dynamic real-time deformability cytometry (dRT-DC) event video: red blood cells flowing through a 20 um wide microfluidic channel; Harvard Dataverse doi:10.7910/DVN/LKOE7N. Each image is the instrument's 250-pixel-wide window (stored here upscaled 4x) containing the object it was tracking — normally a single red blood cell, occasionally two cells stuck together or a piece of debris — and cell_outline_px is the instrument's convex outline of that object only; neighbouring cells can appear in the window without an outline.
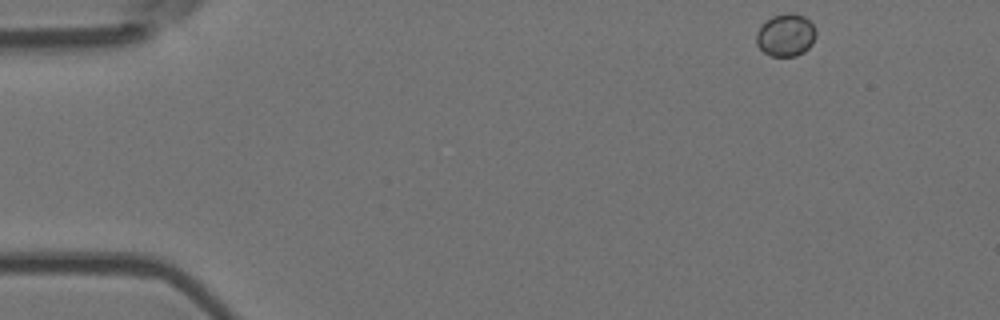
{"species": "Egyptian fruit bat (a non-hibernating species)", "species_latin": "Rousettus aegyptiacus", "temperature_condition": "room temperature", "stored_images_in_passage": 4, "camera_frame_rate_fps": 3000, "um_per_image_px": 0.085, "animal": {"sex": "female"}, "frame": {"image": 1, "passage_image": 1, "time_ms": 0.0, "image_size_px": [1000, 320], "cell_outline_px": [[816, 36], [812, 44], [804, 52], [796, 56], [772, 56], [764, 52], [756, 44], [756, 32], [772, 16], [788, 12], [792, 12], [804, 16], [812, 24], [816, 32]], "centroid_in_image_um": [66.8, 2.98], "position_along_channel_um": 18.2, "area_um2": 14.74}}
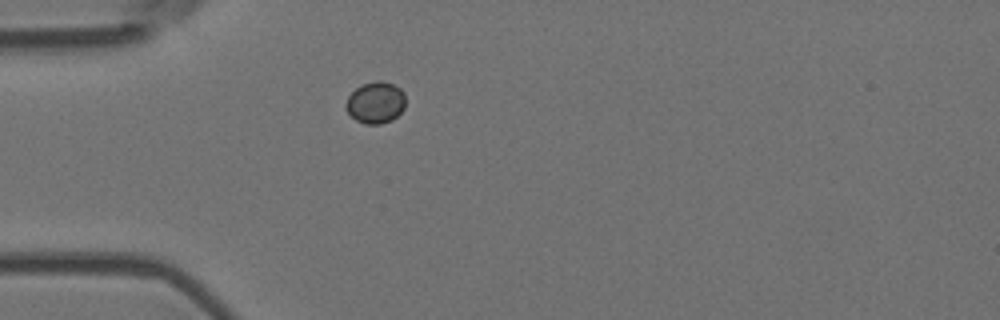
{"frame": {"image": 2, "passage_image": 4, "time_ms": 1.0, "image_size_px": [1000, 320], "cell_outline_px": [[404, 108], [392, 120], [380, 124], [364, 124], [356, 120], [344, 108], [344, 104], [348, 96], [356, 88], [364, 84], [376, 80], [380, 80], [392, 84], [400, 88], [404, 92]], "centroid_in_image_um": [31.9, 8.72], "position_along_channel_um": 53.1, "area_um2": 14.45}}